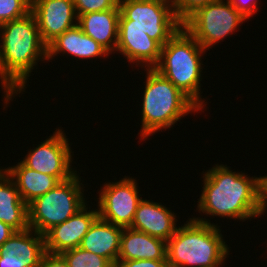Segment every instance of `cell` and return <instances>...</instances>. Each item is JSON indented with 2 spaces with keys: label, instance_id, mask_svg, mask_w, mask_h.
I'll return each instance as SVG.
<instances>
[{
  "label": "cell",
  "instance_id": "cell-1",
  "mask_svg": "<svg viewBox=\"0 0 267 267\" xmlns=\"http://www.w3.org/2000/svg\"><path fill=\"white\" fill-rule=\"evenodd\" d=\"M0 31V83L6 93V105L12 96L15 97L14 94L25 90L28 77L38 60H47V45L41 39L32 12L1 24Z\"/></svg>",
  "mask_w": 267,
  "mask_h": 267
},
{
  "label": "cell",
  "instance_id": "cell-2",
  "mask_svg": "<svg viewBox=\"0 0 267 267\" xmlns=\"http://www.w3.org/2000/svg\"><path fill=\"white\" fill-rule=\"evenodd\" d=\"M203 175L204 185L197 201L199 213L243 221L260 216L259 177L232 172L222 164Z\"/></svg>",
  "mask_w": 267,
  "mask_h": 267
},
{
  "label": "cell",
  "instance_id": "cell-3",
  "mask_svg": "<svg viewBox=\"0 0 267 267\" xmlns=\"http://www.w3.org/2000/svg\"><path fill=\"white\" fill-rule=\"evenodd\" d=\"M199 218L178 226L166 242L169 267H220L229 255L220 228Z\"/></svg>",
  "mask_w": 267,
  "mask_h": 267
},
{
  "label": "cell",
  "instance_id": "cell-4",
  "mask_svg": "<svg viewBox=\"0 0 267 267\" xmlns=\"http://www.w3.org/2000/svg\"><path fill=\"white\" fill-rule=\"evenodd\" d=\"M143 92L141 139L161 129L171 128L188 113L201 109L171 81L154 68H146Z\"/></svg>",
  "mask_w": 267,
  "mask_h": 267
},
{
  "label": "cell",
  "instance_id": "cell-5",
  "mask_svg": "<svg viewBox=\"0 0 267 267\" xmlns=\"http://www.w3.org/2000/svg\"><path fill=\"white\" fill-rule=\"evenodd\" d=\"M202 53L205 49L182 26L161 48L159 63L154 67L188 96L202 111L204 99L200 97L202 79Z\"/></svg>",
  "mask_w": 267,
  "mask_h": 267
},
{
  "label": "cell",
  "instance_id": "cell-6",
  "mask_svg": "<svg viewBox=\"0 0 267 267\" xmlns=\"http://www.w3.org/2000/svg\"><path fill=\"white\" fill-rule=\"evenodd\" d=\"M75 173L65 181L28 204L29 228L44 235L52 227L59 225L75 215L87 203L83 184ZM82 185V187H81Z\"/></svg>",
  "mask_w": 267,
  "mask_h": 267
},
{
  "label": "cell",
  "instance_id": "cell-7",
  "mask_svg": "<svg viewBox=\"0 0 267 267\" xmlns=\"http://www.w3.org/2000/svg\"><path fill=\"white\" fill-rule=\"evenodd\" d=\"M118 28H138L164 46L182 27L169 0H118Z\"/></svg>",
  "mask_w": 267,
  "mask_h": 267
},
{
  "label": "cell",
  "instance_id": "cell-8",
  "mask_svg": "<svg viewBox=\"0 0 267 267\" xmlns=\"http://www.w3.org/2000/svg\"><path fill=\"white\" fill-rule=\"evenodd\" d=\"M216 0L193 12L182 26L205 49L231 35L247 20L227 0Z\"/></svg>",
  "mask_w": 267,
  "mask_h": 267
},
{
  "label": "cell",
  "instance_id": "cell-9",
  "mask_svg": "<svg viewBox=\"0 0 267 267\" xmlns=\"http://www.w3.org/2000/svg\"><path fill=\"white\" fill-rule=\"evenodd\" d=\"M137 180L124 177L115 183L108 182L99 192V218L121 226L130 227L142 198L139 196Z\"/></svg>",
  "mask_w": 267,
  "mask_h": 267
},
{
  "label": "cell",
  "instance_id": "cell-10",
  "mask_svg": "<svg viewBox=\"0 0 267 267\" xmlns=\"http://www.w3.org/2000/svg\"><path fill=\"white\" fill-rule=\"evenodd\" d=\"M68 141L62 129H57L50 138L28 151L21 162L32 170L65 181L77 172L71 167L73 154Z\"/></svg>",
  "mask_w": 267,
  "mask_h": 267
},
{
  "label": "cell",
  "instance_id": "cell-11",
  "mask_svg": "<svg viewBox=\"0 0 267 267\" xmlns=\"http://www.w3.org/2000/svg\"><path fill=\"white\" fill-rule=\"evenodd\" d=\"M31 12L46 45L78 24L73 0H31Z\"/></svg>",
  "mask_w": 267,
  "mask_h": 267
},
{
  "label": "cell",
  "instance_id": "cell-12",
  "mask_svg": "<svg viewBox=\"0 0 267 267\" xmlns=\"http://www.w3.org/2000/svg\"><path fill=\"white\" fill-rule=\"evenodd\" d=\"M45 252L44 235L31 228L15 231L0 246V267H39Z\"/></svg>",
  "mask_w": 267,
  "mask_h": 267
},
{
  "label": "cell",
  "instance_id": "cell-13",
  "mask_svg": "<svg viewBox=\"0 0 267 267\" xmlns=\"http://www.w3.org/2000/svg\"><path fill=\"white\" fill-rule=\"evenodd\" d=\"M85 205L65 222L44 234L45 251L53 254L79 247L90 226L99 217L98 209L87 210Z\"/></svg>",
  "mask_w": 267,
  "mask_h": 267
},
{
  "label": "cell",
  "instance_id": "cell-14",
  "mask_svg": "<svg viewBox=\"0 0 267 267\" xmlns=\"http://www.w3.org/2000/svg\"><path fill=\"white\" fill-rule=\"evenodd\" d=\"M161 48L156 40L138 28H118L116 51L122 53L128 62H136L142 68H154L159 63Z\"/></svg>",
  "mask_w": 267,
  "mask_h": 267
},
{
  "label": "cell",
  "instance_id": "cell-15",
  "mask_svg": "<svg viewBox=\"0 0 267 267\" xmlns=\"http://www.w3.org/2000/svg\"><path fill=\"white\" fill-rule=\"evenodd\" d=\"M175 222L176 215L166 206L142 198L130 228L167 242L178 228Z\"/></svg>",
  "mask_w": 267,
  "mask_h": 267
},
{
  "label": "cell",
  "instance_id": "cell-16",
  "mask_svg": "<svg viewBox=\"0 0 267 267\" xmlns=\"http://www.w3.org/2000/svg\"><path fill=\"white\" fill-rule=\"evenodd\" d=\"M61 52L79 59L109 57L110 54L99 43L85 34L78 24L67 29L47 45V60H52Z\"/></svg>",
  "mask_w": 267,
  "mask_h": 267
},
{
  "label": "cell",
  "instance_id": "cell-17",
  "mask_svg": "<svg viewBox=\"0 0 267 267\" xmlns=\"http://www.w3.org/2000/svg\"><path fill=\"white\" fill-rule=\"evenodd\" d=\"M166 242L144 232L123 228L117 261L167 260Z\"/></svg>",
  "mask_w": 267,
  "mask_h": 267
},
{
  "label": "cell",
  "instance_id": "cell-18",
  "mask_svg": "<svg viewBox=\"0 0 267 267\" xmlns=\"http://www.w3.org/2000/svg\"><path fill=\"white\" fill-rule=\"evenodd\" d=\"M122 231L123 227L98 217L83 237L79 247L108 259L116 266Z\"/></svg>",
  "mask_w": 267,
  "mask_h": 267
},
{
  "label": "cell",
  "instance_id": "cell-19",
  "mask_svg": "<svg viewBox=\"0 0 267 267\" xmlns=\"http://www.w3.org/2000/svg\"><path fill=\"white\" fill-rule=\"evenodd\" d=\"M120 9L85 13L78 17L82 31L109 53L116 50Z\"/></svg>",
  "mask_w": 267,
  "mask_h": 267
},
{
  "label": "cell",
  "instance_id": "cell-20",
  "mask_svg": "<svg viewBox=\"0 0 267 267\" xmlns=\"http://www.w3.org/2000/svg\"><path fill=\"white\" fill-rule=\"evenodd\" d=\"M0 221L15 231L29 228L28 205L8 174L0 168Z\"/></svg>",
  "mask_w": 267,
  "mask_h": 267
},
{
  "label": "cell",
  "instance_id": "cell-21",
  "mask_svg": "<svg viewBox=\"0 0 267 267\" xmlns=\"http://www.w3.org/2000/svg\"><path fill=\"white\" fill-rule=\"evenodd\" d=\"M3 170L14 181L22 200L27 205L60 182L52 175L43 174L26 167L21 161L15 166Z\"/></svg>",
  "mask_w": 267,
  "mask_h": 267
},
{
  "label": "cell",
  "instance_id": "cell-22",
  "mask_svg": "<svg viewBox=\"0 0 267 267\" xmlns=\"http://www.w3.org/2000/svg\"><path fill=\"white\" fill-rule=\"evenodd\" d=\"M68 267H115L108 259L80 247L61 253Z\"/></svg>",
  "mask_w": 267,
  "mask_h": 267
},
{
  "label": "cell",
  "instance_id": "cell-23",
  "mask_svg": "<svg viewBox=\"0 0 267 267\" xmlns=\"http://www.w3.org/2000/svg\"><path fill=\"white\" fill-rule=\"evenodd\" d=\"M31 12V0H0V25Z\"/></svg>",
  "mask_w": 267,
  "mask_h": 267
},
{
  "label": "cell",
  "instance_id": "cell-24",
  "mask_svg": "<svg viewBox=\"0 0 267 267\" xmlns=\"http://www.w3.org/2000/svg\"><path fill=\"white\" fill-rule=\"evenodd\" d=\"M73 3L78 17L85 13L119 9L118 0H73Z\"/></svg>",
  "mask_w": 267,
  "mask_h": 267
},
{
  "label": "cell",
  "instance_id": "cell-25",
  "mask_svg": "<svg viewBox=\"0 0 267 267\" xmlns=\"http://www.w3.org/2000/svg\"><path fill=\"white\" fill-rule=\"evenodd\" d=\"M214 1L216 0H169L174 12L182 23L198 8Z\"/></svg>",
  "mask_w": 267,
  "mask_h": 267
},
{
  "label": "cell",
  "instance_id": "cell-26",
  "mask_svg": "<svg viewBox=\"0 0 267 267\" xmlns=\"http://www.w3.org/2000/svg\"><path fill=\"white\" fill-rule=\"evenodd\" d=\"M234 8L239 11L246 19L258 12V0H227Z\"/></svg>",
  "mask_w": 267,
  "mask_h": 267
},
{
  "label": "cell",
  "instance_id": "cell-27",
  "mask_svg": "<svg viewBox=\"0 0 267 267\" xmlns=\"http://www.w3.org/2000/svg\"><path fill=\"white\" fill-rule=\"evenodd\" d=\"M115 267H169L167 260H128L117 261Z\"/></svg>",
  "mask_w": 267,
  "mask_h": 267
},
{
  "label": "cell",
  "instance_id": "cell-28",
  "mask_svg": "<svg viewBox=\"0 0 267 267\" xmlns=\"http://www.w3.org/2000/svg\"><path fill=\"white\" fill-rule=\"evenodd\" d=\"M39 267H68V263L61 254L45 252Z\"/></svg>",
  "mask_w": 267,
  "mask_h": 267
},
{
  "label": "cell",
  "instance_id": "cell-29",
  "mask_svg": "<svg viewBox=\"0 0 267 267\" xmlns=\"http://www.w3.org/2000/svg\"><path fill=\"white\" fill-rule=\"evenodd\" d=\"M267 176L259 177V212L261 214L267 210Z\"/></svg>",
  "mask_w": 267,
  "mask_h": 267
},
{
  "label": "cell",
  "instance_id": "cell-30",
  "mask_svg": "<svg viewBox=\"0 0 267 267\" xmlns=\"http://www.w3.org/2000/svg\"><path fill=\"white\" fill-rule=\"evenodd\" d=\"M15 232L9 225L0 221V246L5 243Z\"/></svg>",
  "mask_w": 267,
  "mask_h": 267
}]
</instances>
